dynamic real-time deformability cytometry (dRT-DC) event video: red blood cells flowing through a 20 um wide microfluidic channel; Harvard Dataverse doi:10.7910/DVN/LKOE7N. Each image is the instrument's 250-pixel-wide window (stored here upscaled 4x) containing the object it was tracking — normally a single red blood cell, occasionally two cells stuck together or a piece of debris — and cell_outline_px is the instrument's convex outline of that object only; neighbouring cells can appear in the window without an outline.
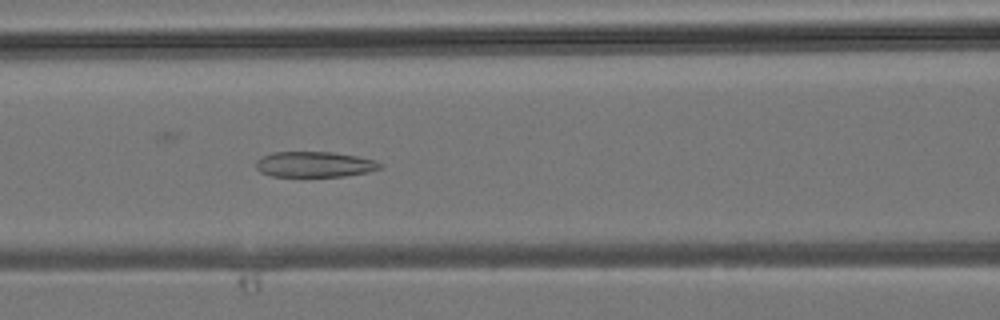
{"species": "common noctule bat (a hibernating species)", "species_latin": "Nyctalus noctula", "temperature_condition": "room temperature", "stored_images_in_passage": 40, "camera_frame_rate_fps": 3000, "um_per_image_px": 0.085, "animal": {"sex": "male", "body_mass_g": 19.2, "forearm_length_mm": 51.8}, "frame": {"image": 1, "passage_image": 17, "time_ms": 5.333, "image_size_px": [1000, 320], "cell_outline_px": [[384, 164], [380, 168], [368, 172], [344, 176], [272, 176], [260, 172], [256, 168], [256, 160], [260, 156], [272, 152], [332, 152], [356, 156], [376, 160]], "centroid_in_image_um": [26.72, 13.96], "position_along_channel_um": 139.9, "area_um2": 18.55}}
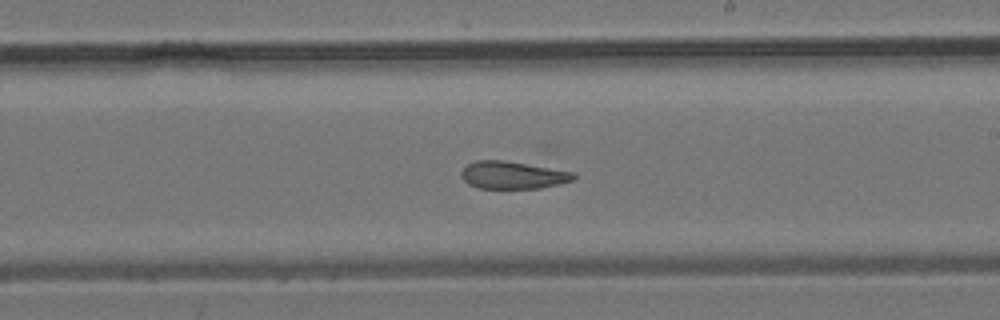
{"frame": {"image": 2, "passage_image": 23, "time_ms": 7.333, "image_size_px": [1000, 320], "cell_outline_px": [[576, 176], [572, 180], [540, 188], [480, 188], [468, 184], [460, 176], [460, 172], [464, 164], [476, 160], [504, 160], [576, 172]], "centroid_in_image_um": [43.53, 14.86], "position_along_channel_um": 245.5, "area_um2": 18.09}}
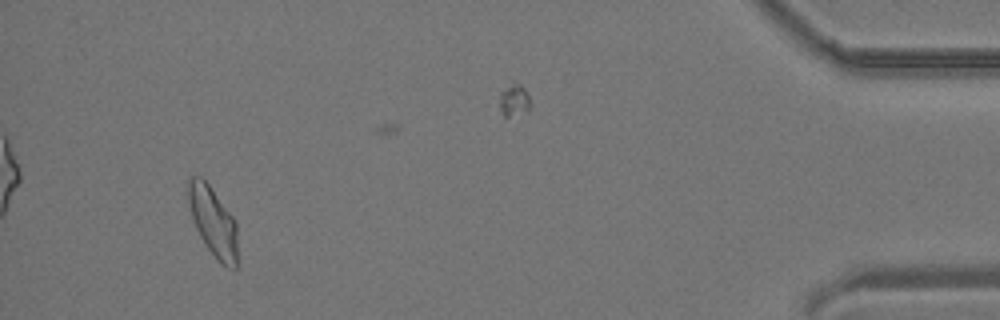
{"frame": {"image": 3, "passage_image": 37, "time_ms": 12.0, "image_size_px": [1000, 320], "cell_outline_px": [[236, 268], [228, 268], [220, 264], [216, 260], [204, 244], [196, 228], [188, 204], [188, 180], [192, 176], [200, 176], [208, 184], [232, 216], [236, 224]], "centroid_in_image_um": [18.09, 18.87], "position_along_channel_um": 417.1, "area_um2": 19.65}}